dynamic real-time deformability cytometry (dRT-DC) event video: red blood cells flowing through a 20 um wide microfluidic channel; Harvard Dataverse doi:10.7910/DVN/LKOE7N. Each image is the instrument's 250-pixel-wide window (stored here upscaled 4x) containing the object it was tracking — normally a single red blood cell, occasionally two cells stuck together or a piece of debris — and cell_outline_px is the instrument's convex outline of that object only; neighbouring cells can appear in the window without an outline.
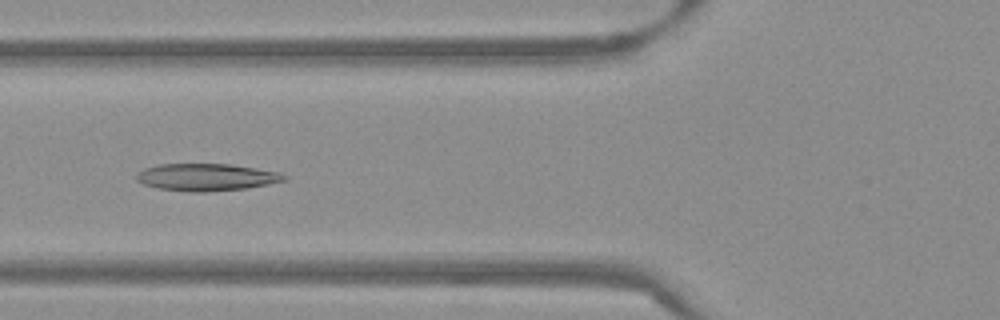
{"species": "Egyptian fruit bat (a non-hibernating species)", "species_latin": "Rousettus aegyptiacus", "temperature_condition": "warm", "stored_images_in_passage": 53, "camera_frame_rate_fps": 3000, "um_per_image_px": 0.085, "frame": {"image": 1, "passage_image": 20, "time_ms": 6.333, "image_size_px": [1000, 320], "cell_outline_px": [[288, 180], [248, 188], [204, 192], [188, 192], [160, 188], [144, 184], [136, 180], [136, 172], [144, 168], [160, 164], [232, 164], [280, 172], [288, 176]], "centroid_in_image_um": [17.57, 15.06], "position_along_channel_um": 108.2, "area_um2": 23.58}}
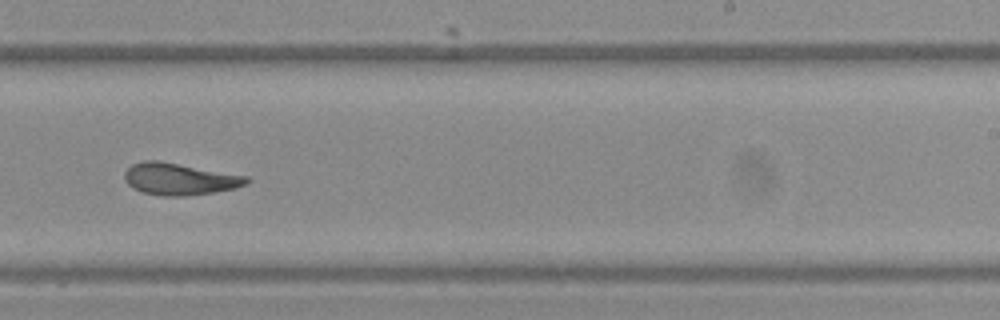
{"frame": {"image": 2, "passage_image": 33, "time_ms": 10.667, "image_size_px": [1000, 320], "cell_outline_px": [[252, 180], [248, 184], [236, 188], [212, 192], [184, 196], [164, 196], [144, 192], [132, 188], [124, 180], [124, 172], [132, 164], [144, 160], [156, 160], [248, 176]], "centroid_in_image_um": [15.27, 15.22], "position_along_channel_um": 273.7, "area_um2": 22.6}}
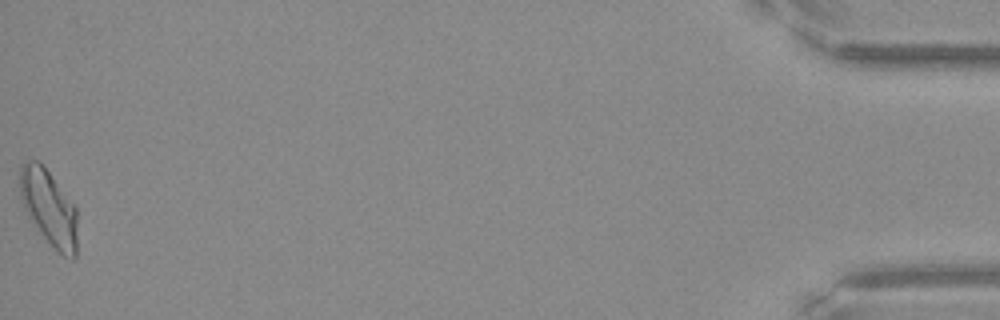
{"frame": {"image": 3, "passage_image": 53, "time_ms": 17.333, "image_size_px": [1000, 320], "cell_outline_px": [[76, 256], [72, 260], [64, 256], [44, 236], [28, 216], [24, 208], [20, 196], [20, 164], [28, 160], [40, 160], [76, 208]], "centroid_in_image_um": [4.14, 17.6], "position_along_channel_um": 431.1, "area_um2": 24.91}, "authors_computed_cell_mechanics": {"area_um2": 23.0622, "velocity_mm_per_s": 3.8157, "shape_relaxation_time_tau1_ms": null, "shape_relaxation_time_tau2_ms": 2.366, "deformation_change_tau1": null, "deformation_change_tau2": 0.1051}}